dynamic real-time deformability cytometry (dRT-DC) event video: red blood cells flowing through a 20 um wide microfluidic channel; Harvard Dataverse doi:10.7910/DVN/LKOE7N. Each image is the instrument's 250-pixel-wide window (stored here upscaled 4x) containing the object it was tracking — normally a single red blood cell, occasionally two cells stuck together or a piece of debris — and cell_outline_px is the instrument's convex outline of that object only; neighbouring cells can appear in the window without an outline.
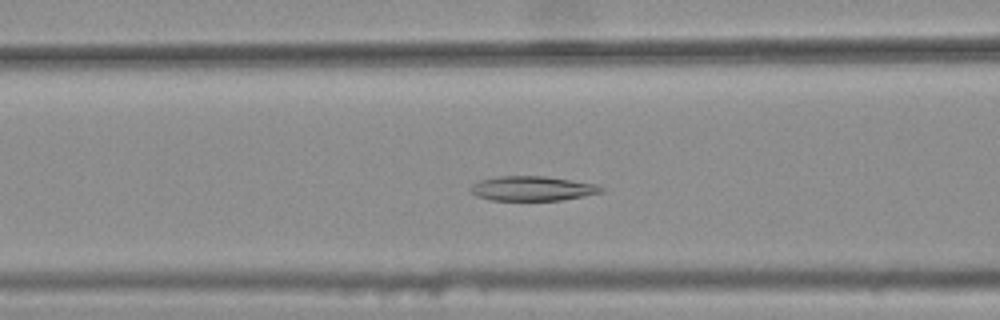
{"species": "common noctule bat (a hibernating species)", "species_latin": "Nyctalus noctula", "temperature_condition": "warm", "stored_images_in_passage": 39, "camera_frame_rate_fps": 3000, "um_per_image_px": 0.085, "animal": {"sex": "female", "body_mass_g": 25.1}, "frame": {"image": 1, "passage_image": 16, "time_ms": 5.0, "image_size_px": [1000, 320], "cell_outline_px": [[604, 192], [584, 196], [560, 200], [488, 200], [476, 196], [472, 192], [472, 184], [480, 180], [492, 176], [544, 176], [572, 180], [596, 184], [604, 188]], "centroid_in_image_um": [45.25, 16.01], "position_along_channel_um": 121.3, "area_um2": 18.79}}
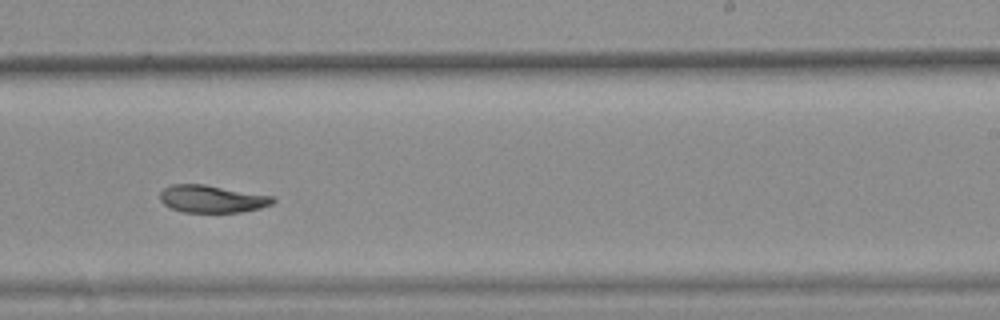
{"frame": {"image": 2, "passage_image": 28, "time_ms": 9.0, "image_size_px": [1000, 320], "cell_outline_px": [[276, 200], [272, 204], [260, 208], [240, 212], [184, 212], [172, 208], [164, 204], [160, 200], [160, 192], [164, 188], [172, 184], [204, 184], [272, 196]], "centroid_in_image_um": [18.01, 16.9], "position_along_channel_um": 271.0, "area_um2": 17.92}}
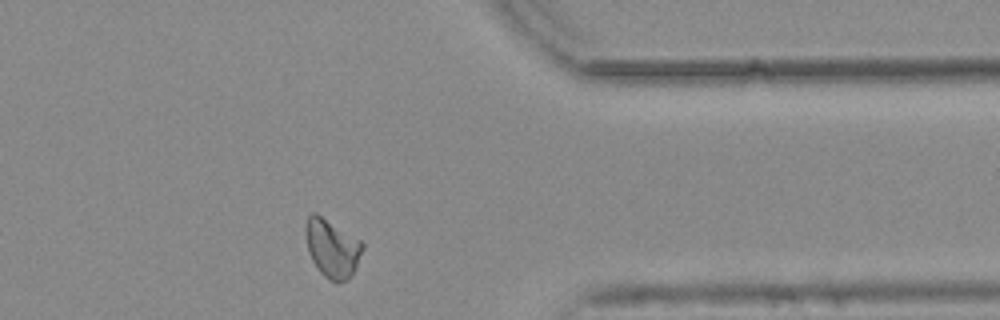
{"frame": {"image": 3, "passage_image": 38, "time_ms": 12.333, "image_size_px": [1000, 320], "cell_outline_px": [[364, 248], [356, 268], [348, 280], [336, 284], [328, 280], [316, 268], [308, 252], [304, 232], [304, 228], [308, 216], [312, 212], [316, 212], [360, 240], [364, 244]], "centroid_in_image_um": [28.22, 21.12], "position_along_channel_um": 383.2, "area_um2": 19.71}, "authors_computed_cell_mechanics": {"area_um2": 19.1896, "velocity_mm_per_s": 3.7554, "shape_relaxation_time_tau1_ms": null, "shape_relaxation_time_tau2_ms": 10.3459, "deformation_change_tau1": null, "deformation_change_tau2": 0.1518}}